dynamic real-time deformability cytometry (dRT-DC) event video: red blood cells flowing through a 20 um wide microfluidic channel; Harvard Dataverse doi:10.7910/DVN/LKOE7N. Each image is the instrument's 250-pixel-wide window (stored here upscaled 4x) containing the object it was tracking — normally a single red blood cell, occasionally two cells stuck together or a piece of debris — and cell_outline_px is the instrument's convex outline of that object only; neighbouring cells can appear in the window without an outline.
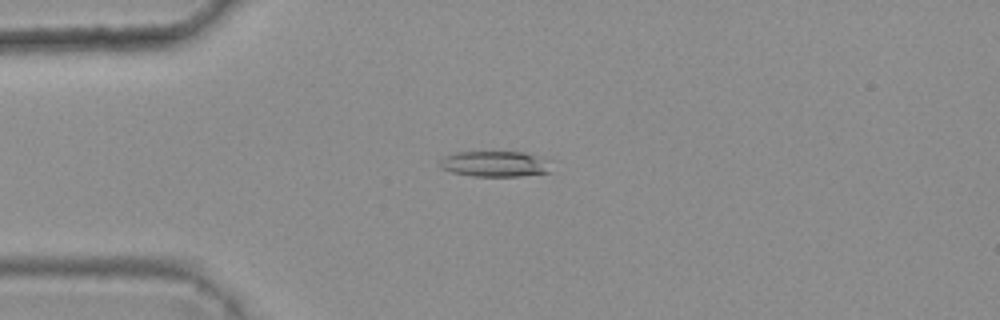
{"species": "common noctule bat (a hibernating species)", "species_latin": "Nyctalus noctula", "temperature_condition": "warm", "stored_images_in_passage": 7, "camera_frame_rate_fps": 3000, "um_per_image_px": 0.085, "animal": {"sex": "female", "body_mass_g": 25.1}, "frame": {"image": 1, "passage_image": 2, "time_ms": 0.333, "image_size_px": [1000, 320], "cell_outline_px": [[556, 160], [552, 172], [520, 176], [472, 176], [452, 172], [440, 168], [440, 160], [444, 156], [456, 152], [524, 152], [544, 156]], "centroid_in_image_um": [42.24, 13.92], "position_along_channel_um": 42.8, "area_um2": 17.4}}
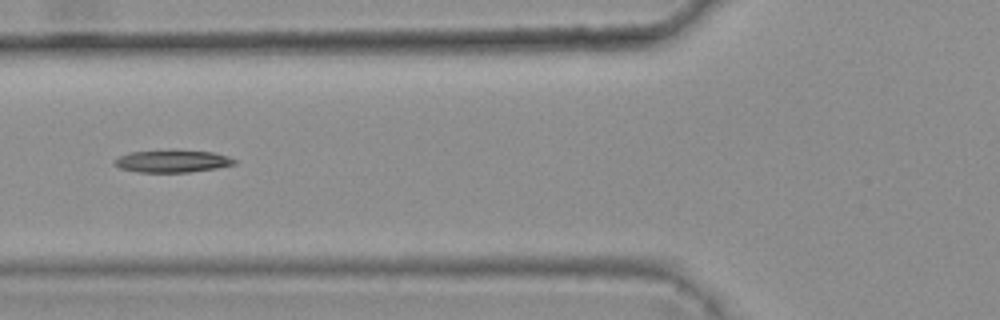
{"frame": {"image": 2, "passage_image": 4, "time_ms": 1.0, "image_size_px": [1000, 320], "cell_outline_px": [[236, 164], [216, 168], [188, 172], [140, 172], [120, 168], [112, 164], [112, 160], [128, 152], [176, 148], [212, 152], [228, 156], [236, 160]], "centroid_in_image_um": [14.62, 13.66], "position_along_channel_um": 111.2, "area_um2": 16.18}}
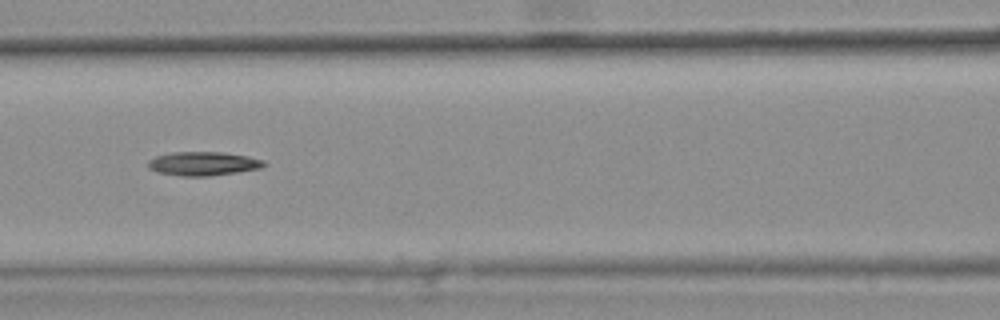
{"frame": {"image": 3, "passage_image": 5, "time_ms": 1.333, "image_size_px": [1000, 320], "cell_outline_px": [[268, 164], [260, 168], [236, 172], [208, 176], [180, 176], [160, 172], [148, 168], [148, 160], [156, 156], [172, 152], [224, 152], [248, 156], [264, 160]], "centroid_in_image_um": [17.29, 13.9], "position_along_channel_um": 149.3, "area_um2": 16.07}}